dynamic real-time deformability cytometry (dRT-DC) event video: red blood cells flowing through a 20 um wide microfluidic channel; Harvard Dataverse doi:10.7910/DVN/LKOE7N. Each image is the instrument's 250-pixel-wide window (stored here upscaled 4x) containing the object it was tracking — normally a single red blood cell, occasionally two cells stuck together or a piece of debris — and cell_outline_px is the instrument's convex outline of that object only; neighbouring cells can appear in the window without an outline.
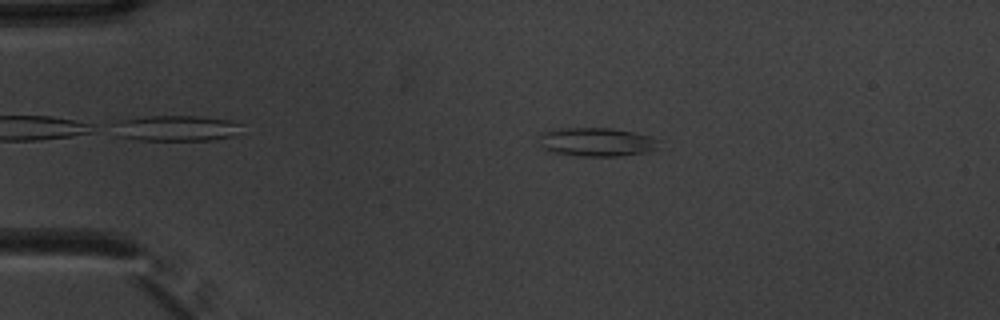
{"species": "common noctule bat (a hibernating species)", "species_latin": "Nyctalus noctula", "temperature_condition": "warm", "stored_images_in_passage": 53, "camera_frame_rate_fps": 3000, "um_per_image_px": 0.085, "animal": {"sex": "male", "body_mass_g": 20.1, "forearm_length_mm": 53.5}, "frame": {"image": 1, "passage_image": 11, "time_ms": 3.333, "image_size_px": [1000, 320], "cell_outline_px": [[664, 140], [656, 148], [648, 152], [620, 156], [580, 156], [548, 152], [540, 144], [540, 132], [560, 128], [612, 128], [636, 132], [652, 136]], "centroid_in_image_um": [50.77, 12.06], "position_along_channel_um": 34.2, "area_um2": 20.52}}
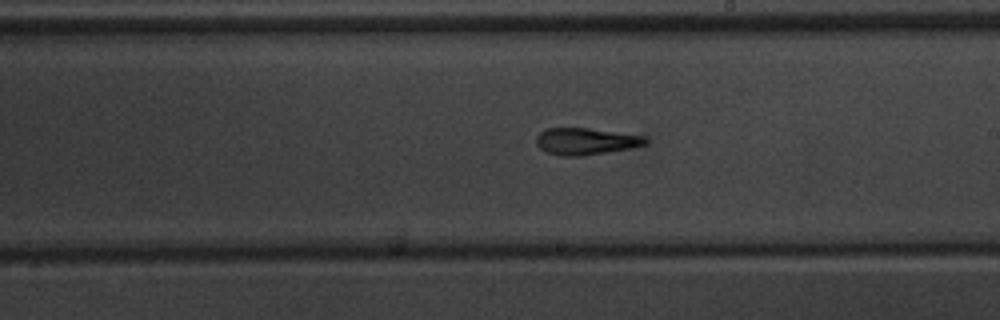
{"frame": {"image": 2, "passage_image": 31, "time_ms": 10.0, "image_size_px": [1000, 320], "cell_outline_px": [[648, 144], [632, 148], [584, 156], [560, 156], [548, 152], [540, 148], [536, 144], [536, 136], [544, 128], [588, 128], [644, 136], [648, 140]], "centroid_in_image_um": [49.79, 12.02], "position_along_channel_um": 239.2, "area_um2": 17.17}}
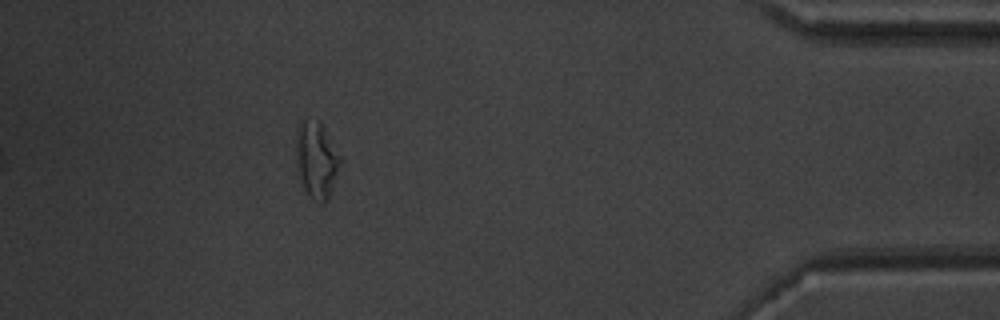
{"frame": {"image": 3, "passage_image": 48, "time_ms": 15.667, "image_size_px": [1000, 320], "cell_outline_px": [[344, 160], [332, 188], [324, 204], [316, 204], [308, 196], [304, 188], [300, 176], [296, 156], [296, 132], [300, 124], [304, 120], [320, 124], [324, 128]], "centroid_in_image_um": [26.94, 13.66], "position_along_channel_um": 408.3, "area_um2": 19.59}, "authors_computed_cell_mechanics": {"area_um2": 17.8602, "velocity_mm_per_s": 3.8103, "shape_relaxation_time_tau1_ms": 7.0736, "shape_relaxation_time_tau2_ms": 3.5736, "deformation_change_tau1": 0.2483, "deformation_change_tau2": 0.1381}}